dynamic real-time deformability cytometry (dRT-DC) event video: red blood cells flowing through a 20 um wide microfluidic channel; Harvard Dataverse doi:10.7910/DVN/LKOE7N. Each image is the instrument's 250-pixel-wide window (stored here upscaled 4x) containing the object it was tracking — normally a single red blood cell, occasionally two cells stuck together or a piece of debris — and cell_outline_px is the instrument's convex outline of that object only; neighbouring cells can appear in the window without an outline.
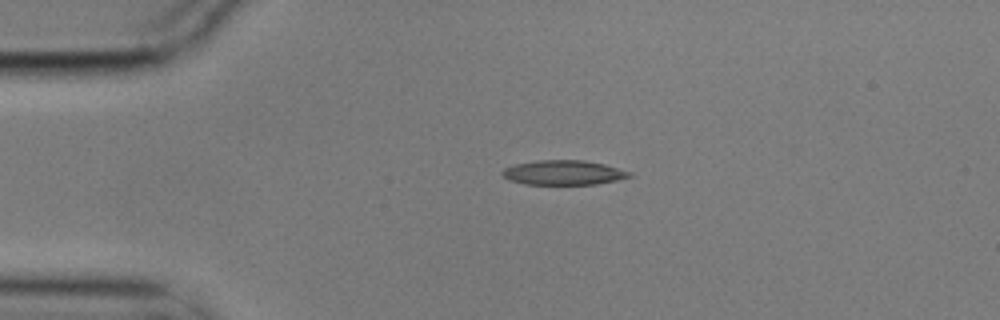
{"species": "common noctule bat (a hibernating species)", "species_latin": "Nyctalus noctula", "temperature_condition": "cold", "stored_images_in_passage": 2, "camera_frame_rate_fps": 3000, "um_per_image_px": 0.085, "animal": {"sex": "male", "body_mass_g": 17.9}, "frame": {"image": 1, "passage_image": 1, "time_ms": 0.0, "image_size_px": [1000, 320], "cell_outline_px": [[632, 176], [616, 180], [596, 184], [524, 184], [508, 180], [500, 172], [504, 168], [512, 164], [536, 160], [584, 160], [604, 164], [632, 172]], "centroid_in_image_um": [47.86, 14.66], "position_along_channel_um": 37.1, "area_um2": 18.32}}